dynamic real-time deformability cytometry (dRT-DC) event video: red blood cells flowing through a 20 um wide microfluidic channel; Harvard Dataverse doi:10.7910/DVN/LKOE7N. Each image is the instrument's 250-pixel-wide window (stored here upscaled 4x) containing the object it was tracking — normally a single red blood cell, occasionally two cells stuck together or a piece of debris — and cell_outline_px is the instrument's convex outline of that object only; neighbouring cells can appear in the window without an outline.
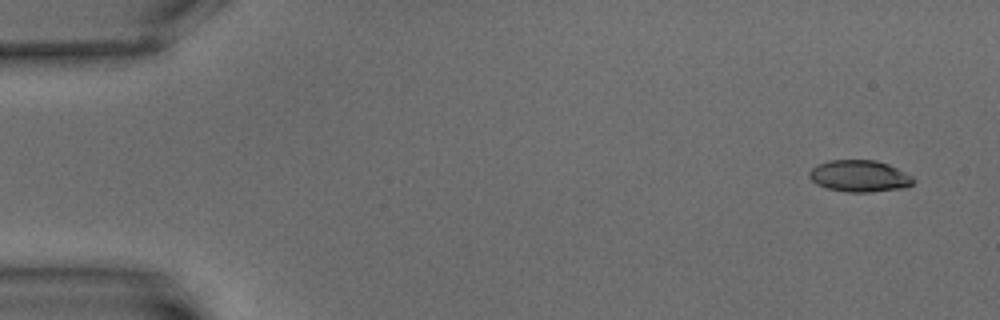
{"species": "common noctule bat (a hibernating species)", "species_latin": "Nyctalus noctula", "temperature_condition": "warm", "stored_images_in_passage": 5, "camera_frame_rate_fps": 3000, "um_per_image_px": 0.085, "animal": {"sex": "male", "body_mass_g": 15.6}, "frame": {"image": 1, "passage_image": 1, "time_ms": 0.0, "image_size_px": [1000, 320], "cell_outline_px": [[916, 180], [912, 184], [904, 188], [872, 192], [848, 192], [828, 188], [816, 184], [808, 176], [808, 172], [812, 168], [828, 160], [876, 160], [888, 164], [912, 176]], "centroid_in_image_um": [73.06, 14.97], "position_along_channel_um": 11.9, "area_um2": 19.19}}
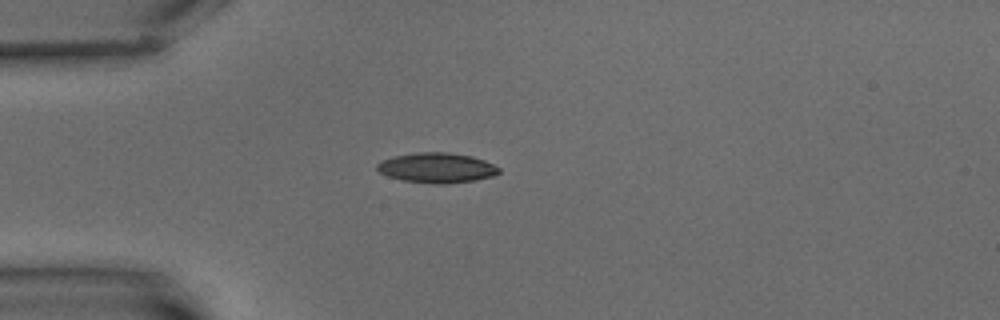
{"frame": {"image": 2, "passage_image": 5, "time_ms": 4.667, "image_size_px": [1000, 320], "cell_outline_px": [[500, 172], [492, 176], [472, 180], [444, 184], [436, 184], [404, 180], [388, 176], [380, 172], [376, 168], [376, 164], [380, 160], [392, 156], [416, 152], [448, 152], [472, 156], [484, 160], [500, 168]], "centroid_in_image_um": [37.09, 14.24], "position_along_channel_um": 47.9, "area_um2": 21.27}}